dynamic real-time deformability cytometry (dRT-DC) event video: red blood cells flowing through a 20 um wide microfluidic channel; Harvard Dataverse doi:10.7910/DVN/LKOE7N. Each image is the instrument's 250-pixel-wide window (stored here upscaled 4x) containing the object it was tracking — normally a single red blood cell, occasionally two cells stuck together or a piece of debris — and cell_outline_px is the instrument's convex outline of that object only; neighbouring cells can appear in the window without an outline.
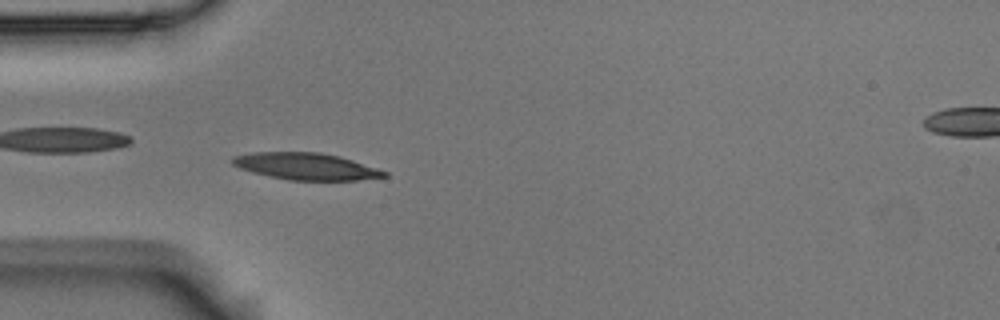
{"species": "Egyptian fruit bat (a non-hibernating species)", "species_latin": "Rousettus aegyptiacus", "temperature_condition": "room temperature", "stored_images_in_passage": 36, "camera_frame_rate_fps": 3000, "um_per_image_px": 0.085, "animal": {"sex": "male"}, "frame": {"image": 1, "passage_image": 10, "time_ms": 3.0, "image_size_px": [1000, 320], "cell_outline_px": [[388, 176], [356, 180], [288, 180], [252, 172], [240, 168], [232, 164], [228, 160], [232, 156], [252, 152], [320, 152], [340, 156], [388, 172]], "centroid_in_image_um": [25.96, 14.13], "position_along_channel_um": 59.0, "area_um2": 23.76}}
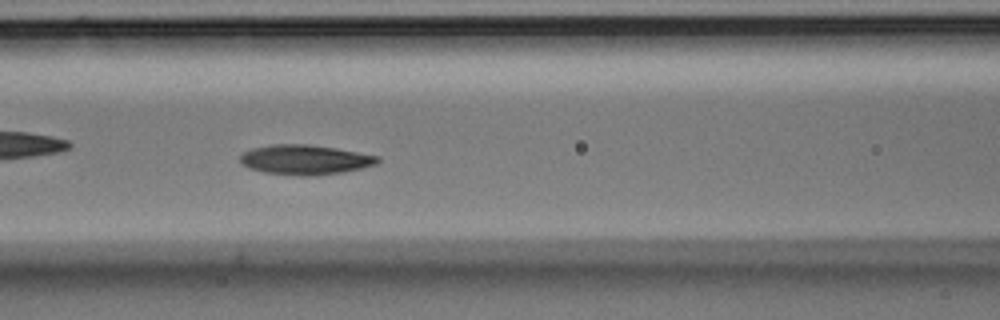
{"frame": {"image": 2, "passage_image": 17, "time_ms": 5.333, "image_size_px": [1000, 320], "cell_outline_px": [[380, 160], [376, 164], [360, 168], [340, 172], [316, 176], [300, 176], [264, 172], [248, 168], [240, 164], [240, 156], [244, 152], [252, 148], [272, 144], [312, 144], [336, 148], [380, 156]], "centroid_in_image_um": [25.9, 13.57], "position_along_channel_um": 140.7, "area_um2": 23.99}}
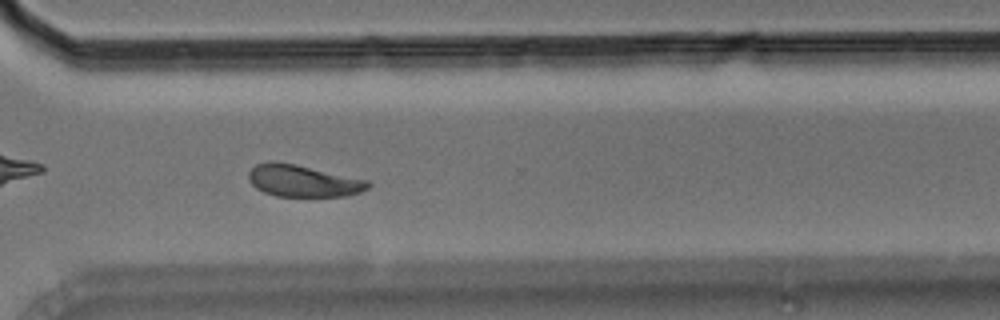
{"frame": {"image": 3, "passage_image": 34, "time_ms": 11.0, "image_size_px": [1000, 320], "cell_outline_px": [[372, 184], [368, 188], [360, 192], [348, 196], [276, 196], [264, 192], [256, 188], [248, 180], [248, 172], [256, 164], [296, 164], [368, 180]], "centroid_in_image_um": [25.81, 15.41], "position_along_channel_um": 344.8, "area_um2": 21.73}, "authors_computed_cell_mechanics": {"area_um2": 22.9466, "velocity_mm_per_s": 3.6108, "shape_relaxation_time_tau1_ms": 2.8561, "shape_relaxation_time_tau2_ms": 3.5007, "deformation_change_tau1": 0.1394, "deformation_change_tau2": 0.091}}